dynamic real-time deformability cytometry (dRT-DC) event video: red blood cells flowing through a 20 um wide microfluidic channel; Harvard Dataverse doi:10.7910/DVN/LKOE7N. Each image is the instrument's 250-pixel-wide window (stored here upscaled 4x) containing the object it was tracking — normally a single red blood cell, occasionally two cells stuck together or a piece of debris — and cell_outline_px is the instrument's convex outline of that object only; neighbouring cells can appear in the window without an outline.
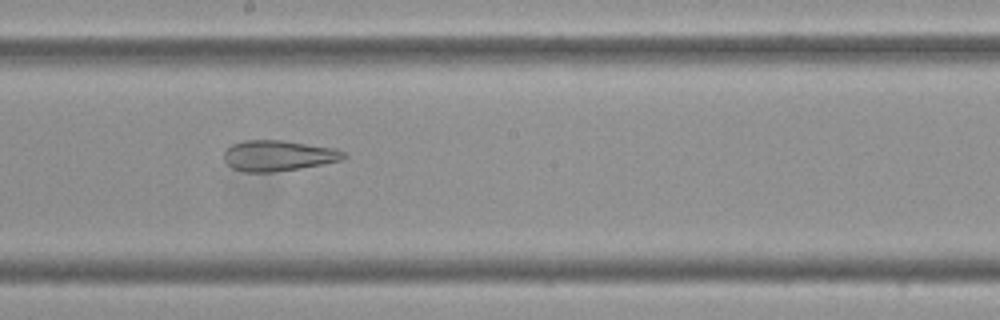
{"species": "Egyptian fruit bat (a non-hibernating species)", "species_latin": "Rousettus aegyptiacus", "temperature_condition": "cold", "stored_images_in_passage": 32, "camera_frame_rate_fps": 3000, "um_per_image_px": 0.085, "frame": {"image": 1, "passage_image": 14, "time_ms": 4.333, "image_size_px": [1000, 320], "cell_outline_px": [[348, 156], [340, 160], [300, 168], [272, 172], [244, 172], [232, 168], [224, 160], [224, 152], [232, 144], [244, 140], [284, 140], [336, 148], [344, 152]], "centroid_in_image_um": [23.64, 13.22], "position_along_channel_um": 224.6, "area_um2": 21.39}, "authors_computed_cell_mechanics": {"area_um2": 22.542, "velocity_mm_per_s": 3.5063, "shape_relaxation_time_tau1_ms": null, "shape_relaxation_time_tau2_ms": 4.2396, "deformation_change_tau1": null, "deformation_change_tau2": 0.1565}}